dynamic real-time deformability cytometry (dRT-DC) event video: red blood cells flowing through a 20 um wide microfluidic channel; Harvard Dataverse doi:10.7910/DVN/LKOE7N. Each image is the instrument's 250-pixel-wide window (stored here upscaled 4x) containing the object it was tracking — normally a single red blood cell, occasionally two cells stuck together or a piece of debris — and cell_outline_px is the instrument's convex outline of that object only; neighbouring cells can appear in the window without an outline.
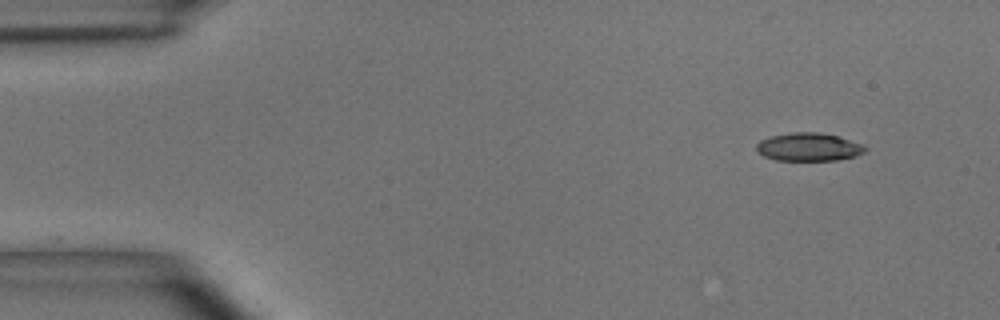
{"species": "common noctule bat (a hibernating species)", "species_latin": "Nyctalus noctula", "temperature_condition": "room temperature", "stored_images_in_passage": 51, "segment_of_instrument_passage": [1, 2], "camera_frame_rate_fps": 3000, "um_per_image_px": 0.085, "animal": {"sex": "male", "body_mass_g": 15.6}, "frame": {"image": 1, "passage_image": 1, "time_ms": 0.0, "image_size_px": [1000, 320], "cell_outline_px": [[868, 148], [864, 152], [856, 156], [836, 160], [776, 160], [764, 156], [756, 152], [756, 144], [760, 140], [772, 136], [792, 132], [820, 132], [836, 136], [860, 144]], "centroid_in_image_um": [68.7, 12.5], "position_along_channel_um": 16.3, "area_um2": 17.69}}
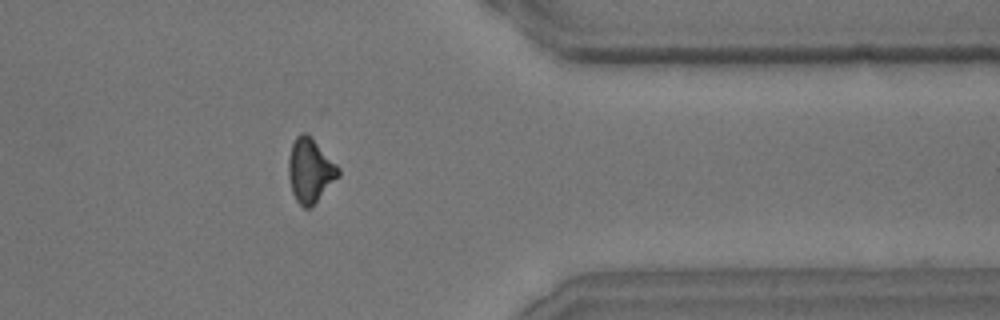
{"frame": {"image": 2, "passage_image": 40, "time_ms": 13.0, "image_size_px": [1000, 320], "cell_outline_px": [[340, 176], [312, 208], [304, 208], [296, 200], [292, 192], [288, 176], [288, 160], [292, 144], [296, 136], [300, 132], [304, 132], [340, 168]], "centroid_in_image_um": [26.36, 14.55], "position_along_channel_um": 385.0, "area_um2": 18.5}}
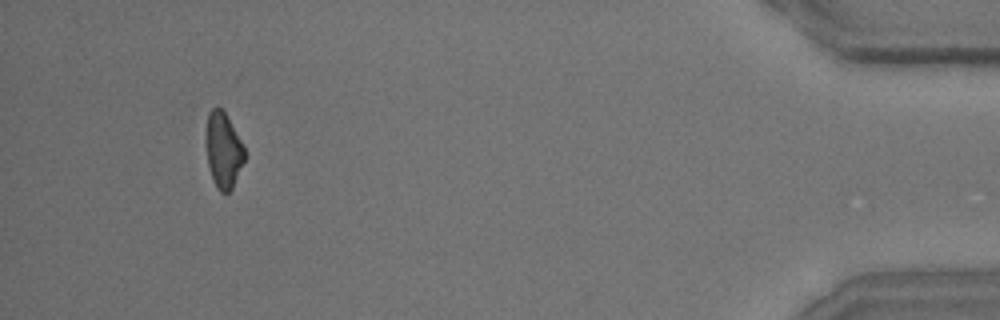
{"frame": {"image": 3, "passage_image": 47, "time_ms": 15.333, "image_size_px": [1000, 320], "cell_outline_px": [[244, 160], [232, 188], [228, 192], [220, 192], [216, 188], [208, 164], [204, 140], [208, 112], [212, 108], [220, 108], [224, 112], [244, 144]], "centroid_in_image_um": [18.95, 12.75], "position_along_channel_um": 416.2, "area_um2": 16.99}}